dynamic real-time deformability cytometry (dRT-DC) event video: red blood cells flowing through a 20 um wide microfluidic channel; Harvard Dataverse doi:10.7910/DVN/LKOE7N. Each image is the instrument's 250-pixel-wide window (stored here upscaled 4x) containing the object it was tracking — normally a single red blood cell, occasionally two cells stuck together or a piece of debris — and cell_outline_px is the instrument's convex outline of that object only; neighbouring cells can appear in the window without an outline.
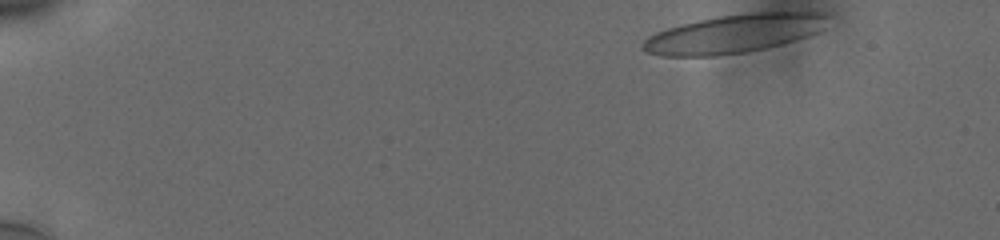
{"species": "human", "species_latin": "Homo sapiens", "temperature_condition": "cold", "stored_images_in_passage": 23, "camera_frame_rate_fps": 3000, "um_per_image_px": 0.085, "donor": {"sex": "male"}, "frame": {"image": 1, "passage_image": 1, "time_ms": 0.0, "image_size_px": [1000, 240], "cell_outline_px": [[824, 16], [816, 32], [780, 44], [764, 48], [744, 52], [712, 56], [664, 56], [648, 52], [644, 48], [644, 40], [668, 28], [700, 20], [720, 16], [744, 12], [816, 12]], "centroid_in_image_um": [62.31, 2.86], "position_along_channel_um": 22.7, "area_um2": 39.88}}
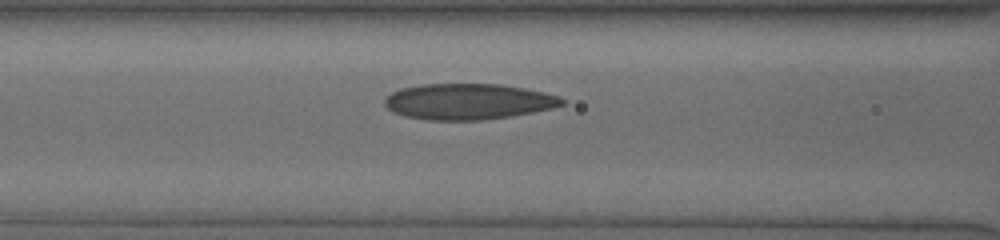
{"frame": {"image": 2, "passage_image": 14, "time_ms": 4.333, "image_size_px": [1000, 240], "cell_outline_px": [[564, 104], [552, 108], [532, 112], [508, 116], [480, 120], [428, 120], [404, 116], [388, 108], [384, 104], [384, 100], [392, 92], [400, 88], [420, 84], [500, 84], [524, 88], [544, 92], [560, 96], [564, 100]], "centroid_in_image_um": [39.79, 8.62], "position_along_channel_um": 126.8, "area_um2": 36.93}}
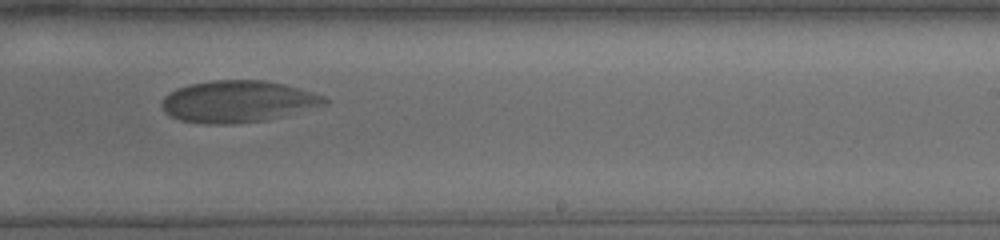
{"frame": {"image": 3, "passage_image": 22, "time_ms": 7.0, "image_size_px": [1000, 240], "cell_outline_px": [[328, 104], [264, 120], [224, 124], [208, 124], [180, 120], [164, 112], [160, 104], [164, 96], [176, 88], [188, 84], [212, 80], [264, 80], [284, 84], [300, 88], [324, 96], [328, 100]], "centroid_in_image_um": [20.18, 8.61], "position_along_channel_um": 268.8, "area_um2": 39.42}}